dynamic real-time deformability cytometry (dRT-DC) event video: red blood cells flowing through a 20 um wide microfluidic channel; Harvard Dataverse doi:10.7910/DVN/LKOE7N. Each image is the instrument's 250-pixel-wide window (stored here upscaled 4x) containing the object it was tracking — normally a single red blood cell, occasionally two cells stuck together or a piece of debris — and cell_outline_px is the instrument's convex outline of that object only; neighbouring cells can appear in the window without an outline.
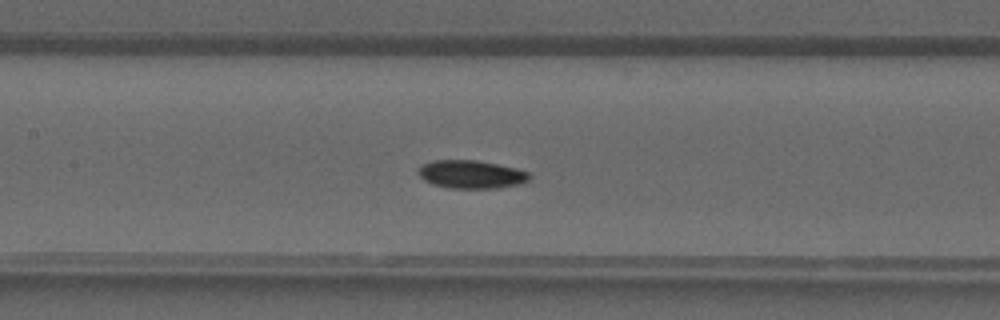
{"species": "common noctule bat (a hibernating species)", "species_latin": "Nyctalus noctula", "temperature_condition": "warm", "stored_images_in_passage": 40, "segment_of_instrument_passage": [1, 2], "camera_frame_rate_fps": 3000, "um_per_image_px": 0.085, "animal": {"sex": "male", "forearm_length_mm": 52.5}, "frame": {"image": 1, "passage_image": 18, "time_ms": 5.667, "image_size_px": [1000, 320], "cell_outline_px": [[532, 176], [528, 180], [520, 184], [496, 188], [448, 188], [432, 184], [424, 180], [416, 172], [424, 164], [432, 160], [476, 160], [516, 168], [528, 172]], "centroid_in_image_um": [40.05, 14.82], "position_along_channel_um": 167.4, "area_um2": 18.21}}
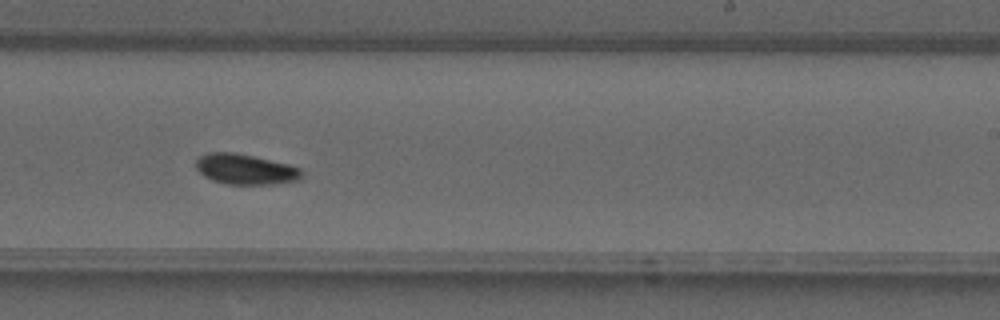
{"frame": {"image": 2, "passage_image": 24, "time_ms": 7.667, "image_size_px": [1000, 320], "cell_outline_px": [[304, 176], [300, 180], [272, 184], [228, 184], [212, 180], [204, 176], [196, 168], [196, 160], [200, 156], [208, 152], [232, 152], [252, 156], [288, 164], [300, 168], [304, 172]], "centroid_in_image_um": [20.88, 14.39], "position_along_channel_um": 268.1, "area_um2": 18.73}}
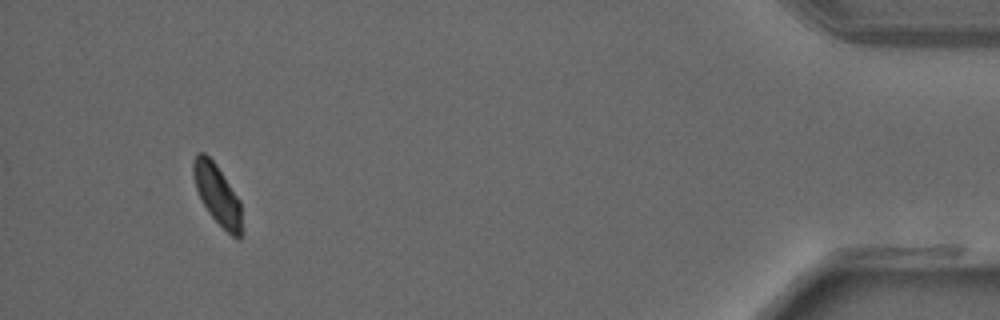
{"frame": {"image": 3, "passage_image": 37, "time_ms": 12.0, "image_size_px": [1000, 320], "cell_outline_px": [[240, 240], [232, 236], [208, 212], [196, 188], [192, 172], [192, 164], [196, 152], [204, 152], [216, 164], [240, 200]], "centroid_in_image_um": [18.44, 16.47], "position_along_channel_um": 416.8, "area_um2": 16.53}}